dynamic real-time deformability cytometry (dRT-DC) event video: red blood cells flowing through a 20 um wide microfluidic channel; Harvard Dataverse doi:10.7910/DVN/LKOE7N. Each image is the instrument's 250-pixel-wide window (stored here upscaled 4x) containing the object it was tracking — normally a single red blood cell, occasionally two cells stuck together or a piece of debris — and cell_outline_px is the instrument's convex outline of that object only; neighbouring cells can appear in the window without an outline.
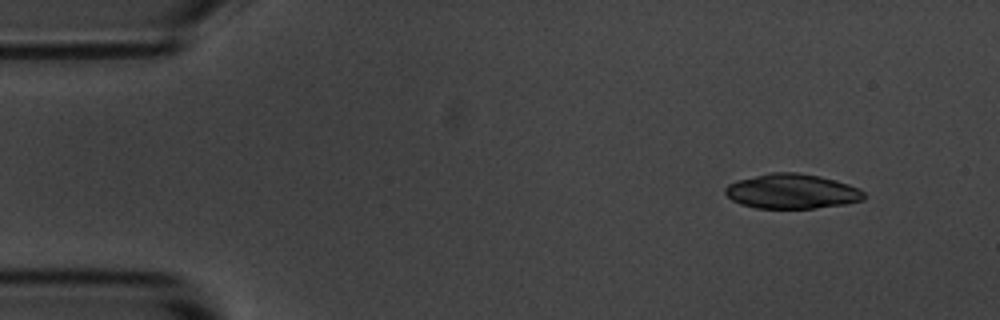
{"species": "common noctule bat (a hibernating species)", "species_latin": "Nyctalus noctula", "temperature_condition": "room temperature", "stored_images_in_passage": 13, "segment_of_instrument_passage": [2, 2], "camera_frame_rate_fps": 3000, "um_per_image_px": 0.085, "animal": {"sex": "male", "body_mass_g": 20.1, "forearm_length_mm": 53.5}, "frame": {"image": 1, "passage_image": 13, "time_ms": 4.0, "image_size_px": [1000, 320], "cell_outline_px": [[864, 200], [844, 204], [812, 208], [756, 208], [740, 204], [732, 200], [724, 192], [724, 188], [728, 184], [736, 180], [772, 172], [796, 172], [820, 176], [848, 184], [860, 188], [864, 192]], "centroid_in_image_um": [67.29, 16.26], "position_along_channel_um": 17.7, "area_um2": 28.09}}